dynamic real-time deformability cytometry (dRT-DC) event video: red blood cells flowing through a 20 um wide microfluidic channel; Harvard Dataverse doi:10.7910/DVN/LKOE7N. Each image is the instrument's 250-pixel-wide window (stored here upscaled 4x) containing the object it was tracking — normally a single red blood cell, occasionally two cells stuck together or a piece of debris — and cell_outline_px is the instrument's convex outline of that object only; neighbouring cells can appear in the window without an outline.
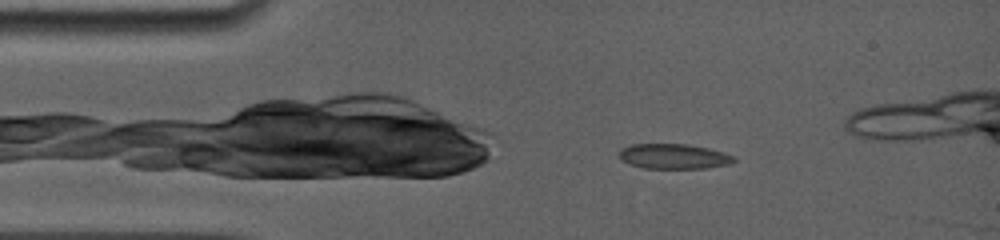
{"species": "common noctule bat (a hibernating species)", "species_latin": "Nyctalus noctula", "temperature_condition": "room temperature", "stored_images_in_passage": 5, "camera_frame_rate_fps": 5000, "um_per_image_px": 0.085, "animal": {"sex": "female", "body_mass_g": 19.0, "forearm_length_mm": 56.7}, "frame": {"image": 1, "passage_image": 4, "time_ms": 0.6, "image_size_px": [1000, 240], "cell_outline_px": [[736, 160], [728, 164], [708, 168], [644, 168], [620, 160], [620, 148], [632, 144], [688, 144], [708, 148], [724, 152], [736, 156]], "centroid_in_image_um": [57.29, 13.28], "position_along_channel_um": 27.7, "area_um2": 16.76}}